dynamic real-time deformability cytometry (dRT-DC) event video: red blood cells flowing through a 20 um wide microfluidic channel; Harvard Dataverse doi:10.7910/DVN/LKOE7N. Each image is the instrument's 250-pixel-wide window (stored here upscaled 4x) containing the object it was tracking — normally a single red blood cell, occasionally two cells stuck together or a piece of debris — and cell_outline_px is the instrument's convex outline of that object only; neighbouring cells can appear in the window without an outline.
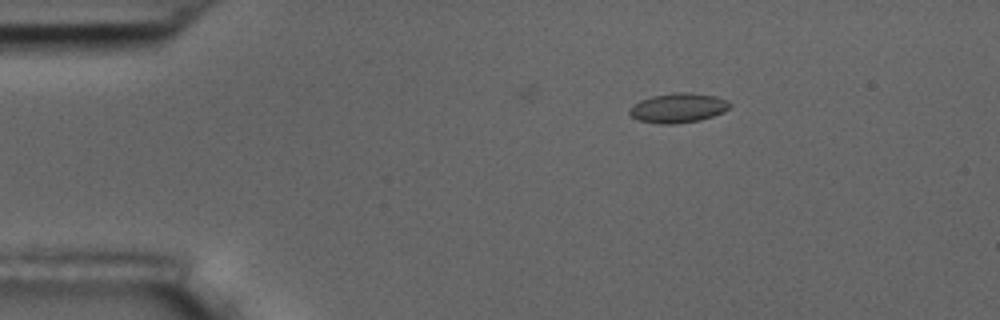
{"species": "common noctule bat (a hibernating species)", "species_latin": "Nyctalus noctula", "temperature_condition": "room temperature", "stored_images_in_passage": 55, "camera_frame_rate_fps": 3000, "um_per_image_px": 0.085, "animal": {"sex": "male", "body_mass_g": 17.5, "forearm_length_mm": 52.3}, "frame": {"image": 1, "passage_image": 10, "time_ms": 3.0, "image_size_px": [1000, 320], "cell_outline_px": [[732, 104], [724, 112], [700, 120], [672, 124], [660, 124], [640, 120], [632, 116], [628, 112], [628, 108], [640, 100], [652, 96], [676, 92], [692, 92], [716, 96], [728, 100]], "centroid_in_image_um": [57.66, 9.16], "position_along_channel_um": 27.3, "area_um2": 17.34}}
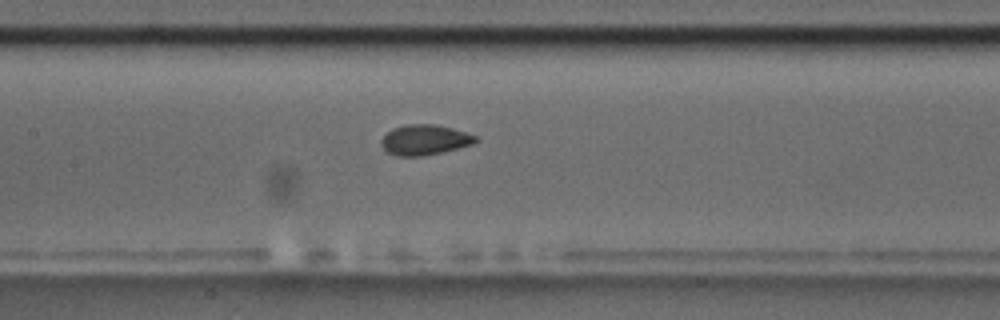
{"frame": {"image": 2, "passage_image": 27, "time_ms": 8.667, "image_size_px": [1000, 320], "cell_outline_px": [[480, 140], [472, 144], [444, 152], [424, 156], [396, 156], [388, 152], [380, 144], [380, 140], [392, 128], [404, 124], [436, 124], [452, 128], [476, 136]], "centroid_in_image_um": [36.09, 11.89], "position_along_channel_um": 171.3, "area_um2": 16.76}}
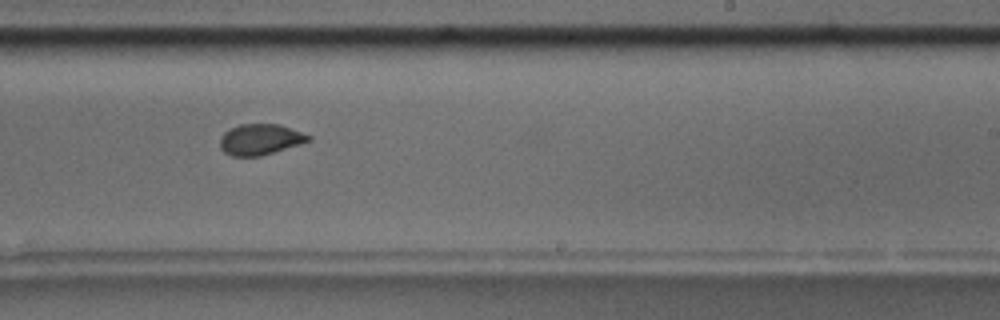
{"frame": {"image": 3, "passage_image": 35, "time_ms": 11.333, "image_size_px": [1000, 320], "cell_outline_px": [[312, 140], [300, 144], [260, 156], [232, 156], [224, 152], [220, 148], [220, 136], [224, 132], [240, 124], [276, 124], [312, 136]], "centroid_in_image_um": [22.09, 11.86], "position_along_channel_um": 266.9, "area_um2": 15.72}, "authors_computed_cell_mechanics": {"area_um2": 16.3574, "velocity_mm_per_s": 3.5962, "shape_relaxation_time_tau1_ms": 6.8879, "shape_relaxation_time_tau2_ms": null, "deformation_change_tau1": 0.1459, "deformation_change_tau2": null}}